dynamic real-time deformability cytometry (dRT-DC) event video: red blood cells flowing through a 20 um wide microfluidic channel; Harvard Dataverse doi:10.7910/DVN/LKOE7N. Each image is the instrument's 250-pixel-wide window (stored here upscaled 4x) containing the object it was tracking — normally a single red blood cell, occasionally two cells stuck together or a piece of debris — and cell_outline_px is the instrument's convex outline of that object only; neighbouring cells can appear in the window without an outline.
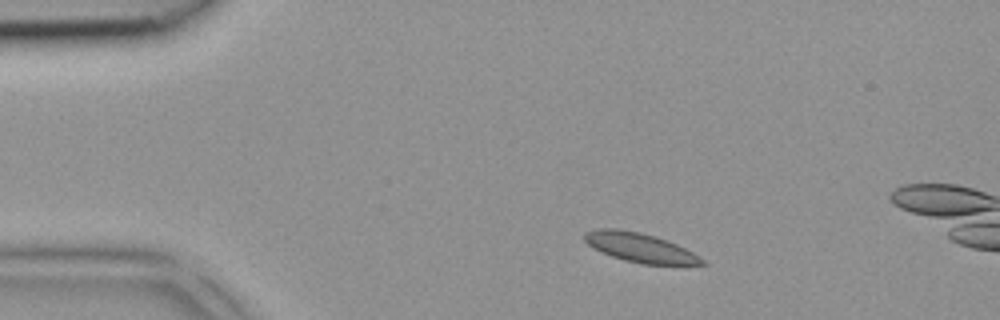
{"species": "common noctule bat (a hibernating species)", "species_latin": "Nyctalus noctula", "temperature_condition": "room temperature", "stored_images_in_passage": 3, "camera_frame_rate_fps": 3000, "um_per_image_px": 0.085, "animal": {"sex": "female", "body_mass_g": 18.4}, "frame": {"image": 1, "passage_image": 1, "time_ms": 0.0, "image_size_px": [1000, 320], "cell_outline_px": [[708, 264], [640, 264], [624, 260], [600, 252], [592, 248], [584, 240], [584, 232], [596, 228], [616, 228], [640, 232], [656, 236], [668, 240], [700, 256]], "centroid_in_image_um": [54.35, 21.03], "position_along_channel_um": 30.7, "area_um2": 20.11}}